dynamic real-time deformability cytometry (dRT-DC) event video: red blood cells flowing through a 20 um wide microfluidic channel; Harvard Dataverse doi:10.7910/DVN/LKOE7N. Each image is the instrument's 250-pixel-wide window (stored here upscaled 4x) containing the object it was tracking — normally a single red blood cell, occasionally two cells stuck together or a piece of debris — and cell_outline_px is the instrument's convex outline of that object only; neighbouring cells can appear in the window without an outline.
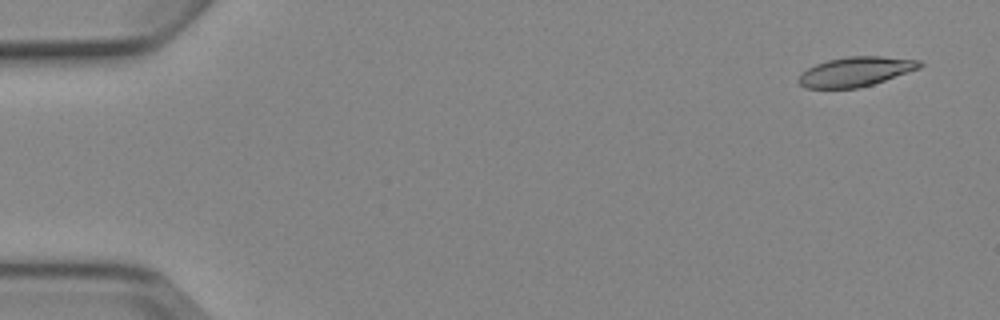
{"species": "Egyptian fruit bat (a non-hibernating species)", "species_latin": "Rousettus aegyptiacus", "temperature_condition": "cold", "stored_images_in_passage": 6, "camera_frame_rate_fps": 3000, "um_per_image_px": 0.085, "animal": {"sex": "female"}, "frame": {"image": 1, "passage_image": 1, "time_ms": 0.0, "image_size_px": [1000, 320], "cell_outline_px": [[924, 64], [920, 68], [860, 88], [804, 88], [796, 80], [800, 72], [816, 64], [828, 60], [848, 56], [880, 56], [920, 60]], "centroid_in_image_um": [72.69, 6.09], "position_along_channel_um": 12.3, "area_um2": 20.87}}
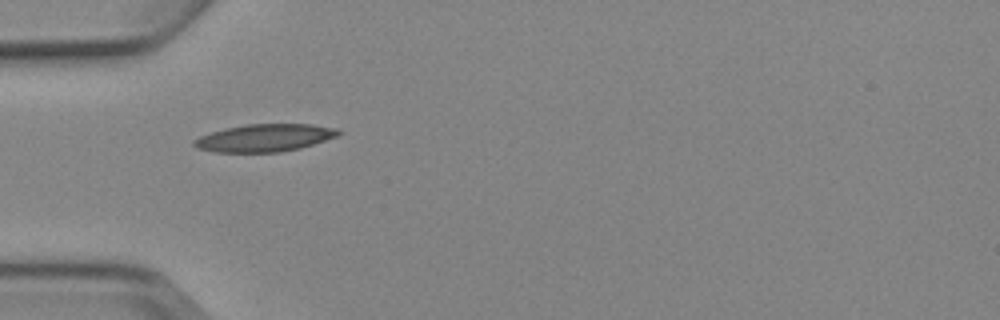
{"frame": {"image": 2, "passage_image": 5, "time_ms": 4.667, "image_size_px": [1000, 320], "cell_outline_px": [[344, 132], [340, 136], [300, 148], [280, 152], [212, 152], [196, 148], [192, 144], [192, 140], [200, 136], [212, 132], [228, 128], [248, 124], [312, 124], [336, 128]], "centroid_in_image_um": [22.53, 11.72], "position_along_channel_um": 62.5, "area_um2": 23.29}}
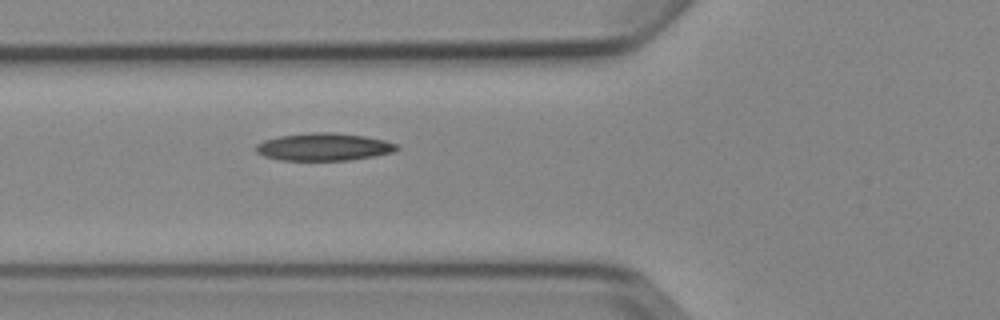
{"frame": {"image": 3, "passage_image": 6, "time_ms": 5.667, "image_size_px": [1000, 320], "cell_outline_px": [[400, 148], [392, 152], [372, 156], [348, 160], [280, 160], [264, 156], [256, 152], [256, 144], [264, 140], [280, 136], [312, 132], [336, 132], [364, 136], [384, 140], [400, 144]], "centroid_in_image_um": [27.53, 12.48], "position_along_channel_um": 98.3, "area_um2": 22.6}}